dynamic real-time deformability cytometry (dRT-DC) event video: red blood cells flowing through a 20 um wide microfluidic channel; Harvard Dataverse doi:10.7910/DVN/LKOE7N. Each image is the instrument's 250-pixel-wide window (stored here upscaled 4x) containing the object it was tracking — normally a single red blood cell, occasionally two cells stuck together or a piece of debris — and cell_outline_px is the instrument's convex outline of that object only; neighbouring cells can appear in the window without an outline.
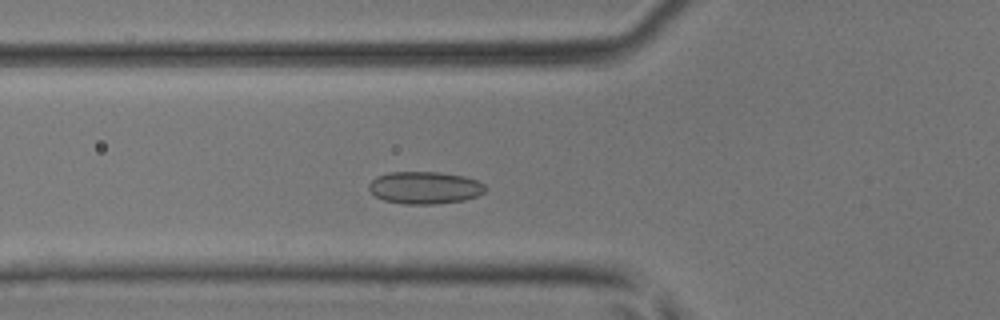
{"species": "common noctule bat (a hibernating species)", "species_latin": "Nyctalus noctula", "temperature_condition": "room temperature", "stored_images_in_passage": 41, "camera_frame_rate_fps": 3000, "um_per_image_px": 0.085, "animal": {"sex": "male", "body_mass_g": 17.9, "forearm_length_mm": 54.2}, "frame": {"image": 1, "passage_image": 13, "time_ms": 4.0, "image_size_px": [1000, 320], "cell_outline_px": [[488, 188], [484, 192], [476, 196], [464, 200], [436, 204], [404, 204], [384, 200], [376, 196], [368, 188], [368, 184], [376, 176], [388, 172], [440, 172], [464, 176], [476, 180], [484, 184]], "centroid_in_image_um": [36.11, 15.95], "position_along_channel_um": 89.7, "area_um2": 22.02}}
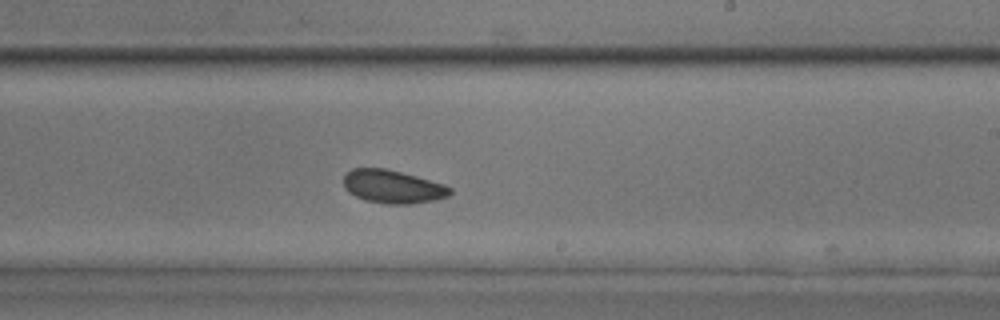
{"frame": {"image": 2, "passage_image": 25, "time_ms": 8.0, "image_size_px": [1000, 320], "cell_outline_px": [[452, 192], [448, 196], [436, 200], [412, 204], [388, 204], [364, 200], [348, 192], [344, 188], [344, 176], [352, 168], [384, 168], [416, 176], [444, 184], [452, 188]], "centroid_in_image_um": [33.39, 15.87], "position_along_channel_um": 255.6, "area_um2": 20.63}}
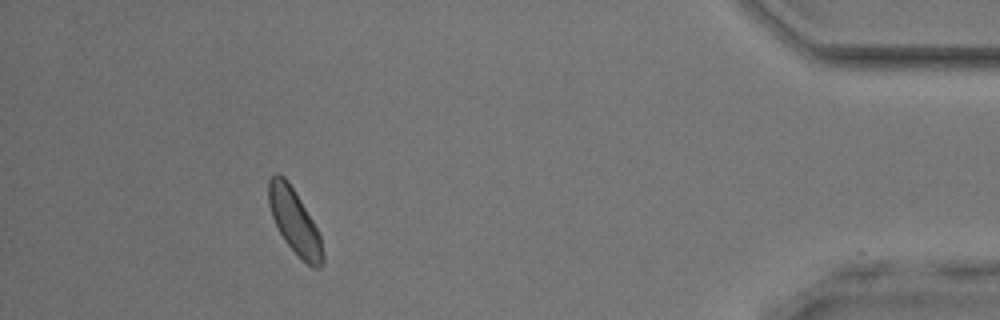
{"frame": {"image": 3, "passage_image": 40, "time_ms": 13.0, "image_size_px": [1000, 320], "cell_outline_px": [[324, 260], [320, 268], [312, 268], [284, 240], [272, 216], [268, 204], [268, 180], [276, 172], [284, 176], [288, 180], [312, 220], [320, 236], [324, 256]], "centroid_in_image_um": [25.02, 18.8], "position_along_channel_um": 410.2, "area_um2": 20.0}, "authors_computed_cell_mechanics": {"area_um2": 21.0392, "velocity_mm_per_s": 4.1568, "shape_relaxation_time_tau1_ms": 2.7545, "shape_relaxation_time_tau2_ms": 2.4832, "deformation_change_tau1": 0.0336, "deformation_change_tau2": 0.0703}}